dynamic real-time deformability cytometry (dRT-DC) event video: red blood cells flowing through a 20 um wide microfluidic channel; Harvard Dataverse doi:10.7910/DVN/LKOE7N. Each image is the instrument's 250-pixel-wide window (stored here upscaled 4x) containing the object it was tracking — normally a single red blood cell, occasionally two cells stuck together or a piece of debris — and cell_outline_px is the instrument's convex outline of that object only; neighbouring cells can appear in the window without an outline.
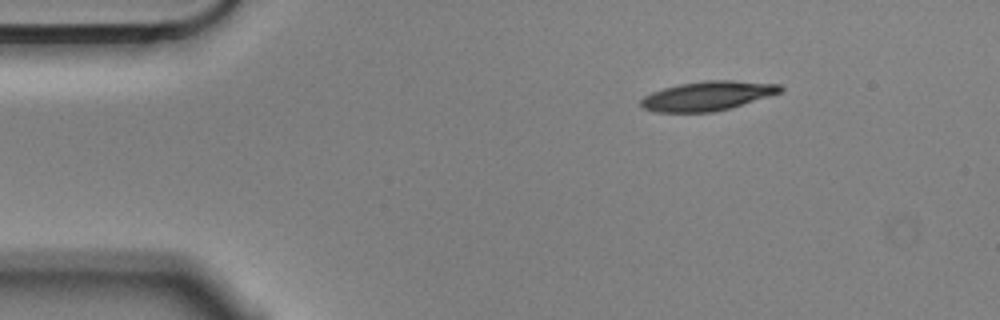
{"species": "Egyptian fruit bat (a non-hibernating species)", "species_latin": "Rousettus aegyptiacus", "temperature_condition": "cold", "stored_images_in_passage": 4, "segment_of_instrument_passage": [1, 2], "camera_frame_rate_fps": 3000, "um_per_image_px": 0.085, "animal": {"sex": "male"}, "frame": {"image": 1, "passage_image": 1, "time_ms": 0.0, "image_size_px": [1000, 320], "cell_outline_px": [[784, 88], [780, 92], [732, 108], [712, 112], [652, 112], [640, 108], [640, 100], [644, 96], [652, 92], [664, 88], [680, 84], [704, 80], [736, 80], [780, 84]], "centroid_in_image_um": [60.11, 8.15], "position_along_channel_um": 24.9, "area_um2": 23.99}}